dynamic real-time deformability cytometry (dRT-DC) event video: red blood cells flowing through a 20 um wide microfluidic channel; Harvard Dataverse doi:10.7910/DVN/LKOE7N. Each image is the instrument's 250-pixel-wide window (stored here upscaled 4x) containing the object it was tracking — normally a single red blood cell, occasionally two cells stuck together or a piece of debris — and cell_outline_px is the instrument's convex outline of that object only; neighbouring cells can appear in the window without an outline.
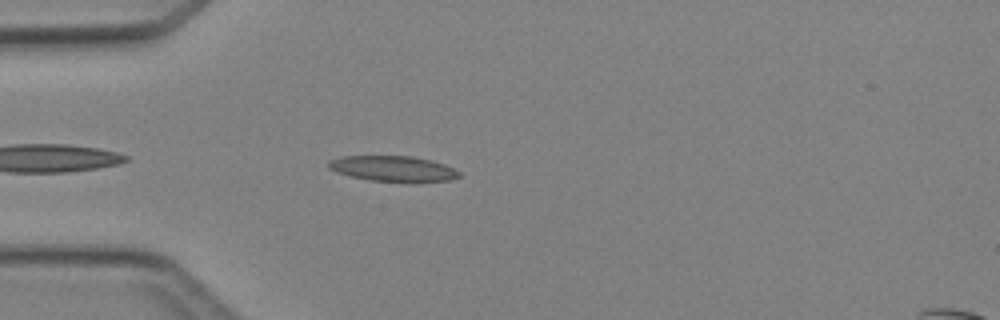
{"species": "Egyptian fruit bat (a non-hibernating species)", "species_latin": "Rousettus aegyptiacus", "temperature_condition": "cold", "stored_images_in_passage": 4, "camera_frame_rate_fps": 3000, "um_per_image_px": 0.085, "animal": {"sex": "female"}, "frame": {"image": 1, "passage_image": 4, "time_ms": 4.333, "image_size_px": [1000, 320], "cell_outline_px": [[460, 176], [452, 180], [412, 184], [408, 184], [372, 180], [352, 176], [336, 172], [328, 168], [328, 160], [340, 156], [412, 156], [432, 160], [444, 164], [460, 172]], "centroid_in_image_um": [33.46, 14.36], "position_along_channel_um": 51.5, "area_um2": 20.06}}